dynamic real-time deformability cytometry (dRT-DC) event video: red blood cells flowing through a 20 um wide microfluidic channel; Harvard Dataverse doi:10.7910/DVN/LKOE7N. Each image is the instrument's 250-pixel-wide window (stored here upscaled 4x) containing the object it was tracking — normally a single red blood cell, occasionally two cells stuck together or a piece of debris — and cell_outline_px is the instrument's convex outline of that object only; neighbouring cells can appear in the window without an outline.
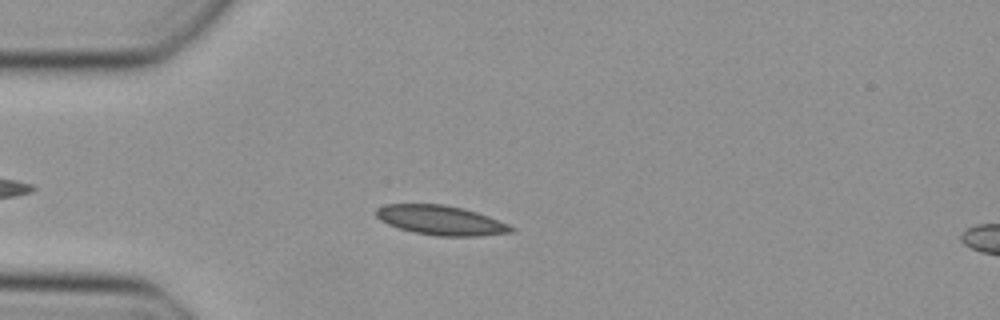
{"species": "Egyptian fruit bat (a non-hibernating species)", "species_latin": "Rousettus aegyptiacus", "temperature_condition": "cold", "stored_images_in_passage": 42, "camera_frame_rate_fps": 3000, "um_per_image_px": 0.085, "animal": {"sex": "female"}, "frame": {"image": 1, "passage_image": 7, "time_ms": 2.0, "image_size_px": [1000, 320], "cell_outline_px": [[516, 232], [480, 236], [436, 236], [412, 232], [388, 224], [380, 220], [376, 216], [376, 208], [384, 204], [444, 204], [476, 212], [488, 216], [508, 224], [516, 228]], "centroid_in_image_um": [37.48, 18.73], "position_along_channel_um": 47.5, "area_um2": 23.29}}
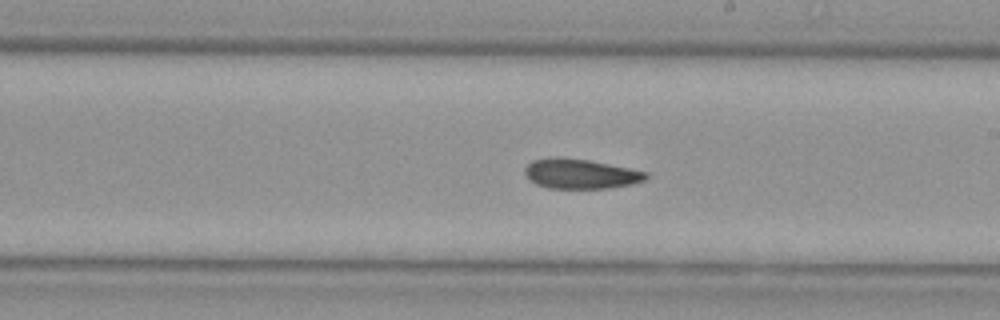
{"frame": {"image": 2, "passage_image": 22, "time_ms": 7.0, "image_size_px": [1000, 320], "cell_outline_px": [[648, 176], [644, 180], [632, 184], [608, 188], [548, 188], [536, 184], [524, 172], [524, 168], [532, 160], [588, 160], [632, 168], [648, 172]], "centroid_in_image_um": [49.43, 14.81], "position_along_channel_um": 239.6, "area_um2": 20.23}}
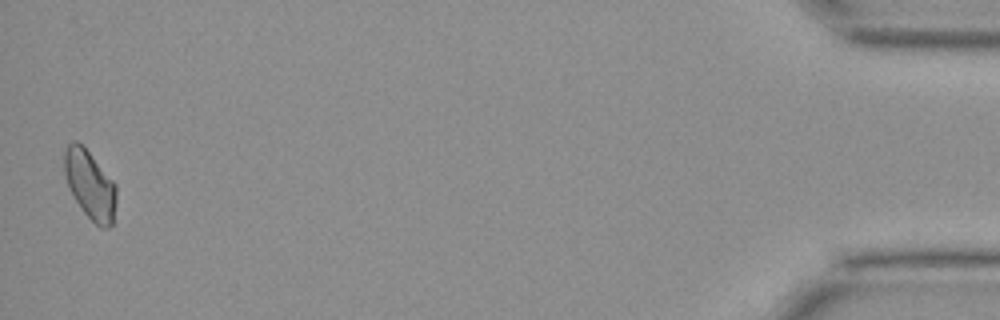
{"frame": {"image": 3, "passage_image": 42, "time_ms": 13.667, "image_size_px": [1000, 320], "cell_outline_px": [[116, 204], [112, 224], [108, 228], [100, 228], [84, 212], [68, 188], [64, 172], [64, 152], [68, 144], [72, 140], [76, 140], [88, 152], [116, 184]], "centroid_in_image_um": [7.65, 15.72], "position_along_channel_um": 427.6, "area_um2": 20.58}}